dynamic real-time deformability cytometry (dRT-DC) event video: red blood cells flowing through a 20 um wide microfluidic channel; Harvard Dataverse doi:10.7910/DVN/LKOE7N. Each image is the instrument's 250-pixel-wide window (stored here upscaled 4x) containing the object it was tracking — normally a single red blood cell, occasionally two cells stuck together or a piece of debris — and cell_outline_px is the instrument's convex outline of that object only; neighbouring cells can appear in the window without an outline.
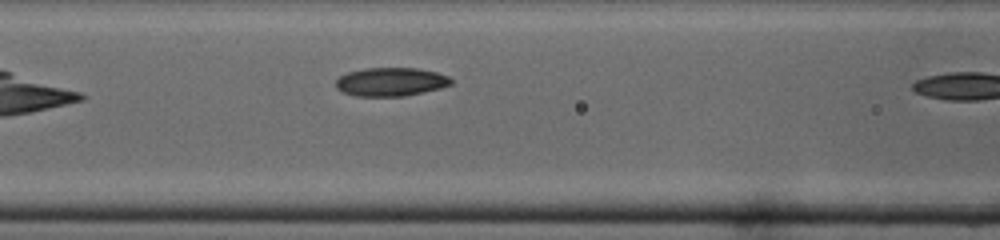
{"species": "common noctule bat (a hibernating species)", "species_latin": "Nyctalus noctula", "temperature_condition": "cold", "stored_images_in_passage": 7, "camera_frame_rate_fps": 3000, "um_per_image_px": 0.085, "animal": {"sex": "male", "body_mass_g": 19.0, "forearm_length_mm": 50.8}, "frame": {"image": 1, "passage_image": 6, "time_ms": 1.667, "image_size_px": [1000, 240], "cell_outline_px": [[452, 84], [440, 88], [404, 96], [356, 96], [344, 92], [336, 88], [336, 80], [340, 76], [348, 72], [364, 68], [416, 68], [436, 72], [448, 76], [452, 80]], "centroid_in_image_um": [33.21, 6.95], "position_along_channel_um": 133.4, "area_um2": 19.07}}